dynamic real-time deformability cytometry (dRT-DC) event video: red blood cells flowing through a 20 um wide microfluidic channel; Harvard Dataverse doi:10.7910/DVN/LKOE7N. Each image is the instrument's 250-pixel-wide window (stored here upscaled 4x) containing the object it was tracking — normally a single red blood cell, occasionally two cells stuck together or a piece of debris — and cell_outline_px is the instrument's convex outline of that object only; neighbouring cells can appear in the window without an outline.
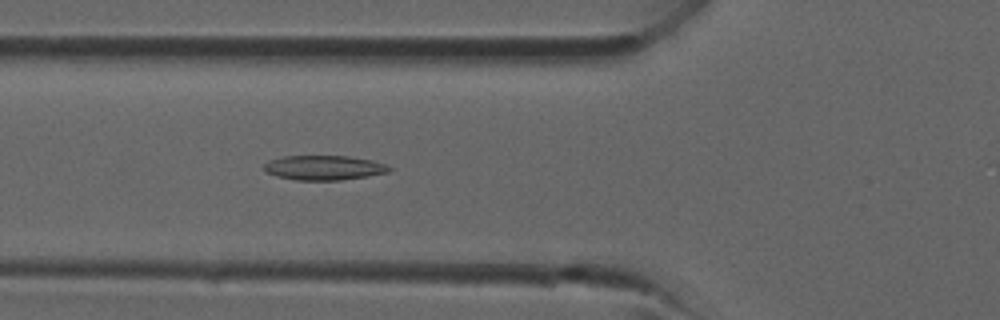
{"species": "common noctule bat (a hibernating species)", "species_latin": "Nyctalus noctula", "temperature_condition": "room temperature", "stored_images_in_passage": 23, "camera_frame_rate_fps": 3000, "um_per_image_px": 0.085, "animal": {"sex": "male", "forearm_length_mm": 52.5}, "frame": {"image": 1, "passage_image": 6, "time_ms": 1.667, "image_size_px": [1000, 320], "cell_outline_px": [[392, 168], [388, 172], [368, 176], [340, 180], [296, 180], [276, 176], [264, 172], [264, 164], [268, 160], [284, 156], [348, 156], [372, 160], [384, 164]], "centroid_in_image_um": [27.5, 14.25], "position_along_channel_um": 98.3, "area_um2": 17.98}}
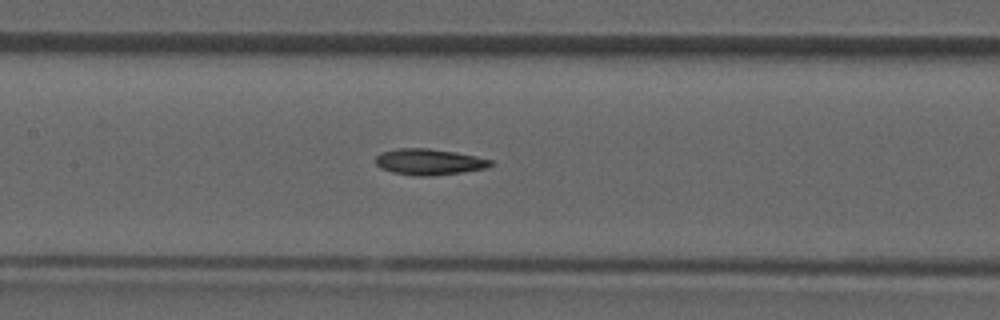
{"frame": {"image": 2, "passage_image": 10, "time_ms": 3.0, "image_size_px": [1000, 320], "cell_outline_px": [[492, 164], [484, 168], [460, 172], [428, 176], [416, 176], [392, 172], [380, 168], [376, 164], [376, 156], [380, 152], [396, 148], [428, 148], [456, 152], [476, 156], [492, 160]], "centroid_in_image_um": [36.41, 13.74], "position_along_channel_um": 171.0, "area_um2": 17.4}}
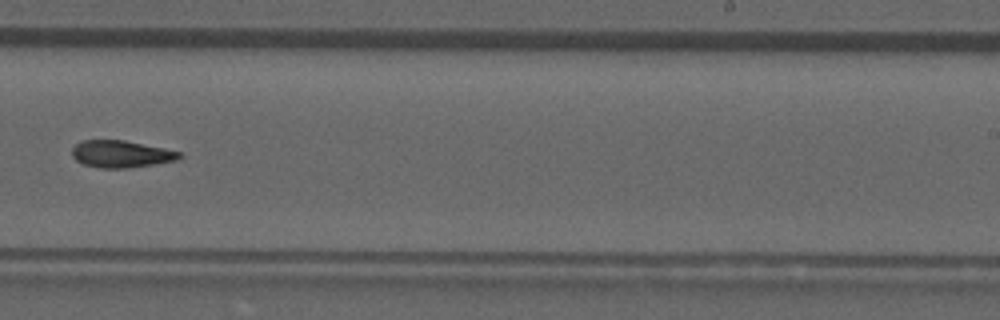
{"frame": {"image": 3, "passage_image": 16, "time_ms": 5.0, "image_size_px": [1000, 320], "cell_outline_px": [[184, 156], [176, 160], [128, 168], [100, 168], [84, 164], [76, 160], [72, 156], [72, 148], [76, 144], [84, 140], [124, 140], [164, 148], [180, 152]], "centroid_in_image_um": [10.29, 13.09], "position_along_channel_um": 278.7, "area_um2": 16.82}}